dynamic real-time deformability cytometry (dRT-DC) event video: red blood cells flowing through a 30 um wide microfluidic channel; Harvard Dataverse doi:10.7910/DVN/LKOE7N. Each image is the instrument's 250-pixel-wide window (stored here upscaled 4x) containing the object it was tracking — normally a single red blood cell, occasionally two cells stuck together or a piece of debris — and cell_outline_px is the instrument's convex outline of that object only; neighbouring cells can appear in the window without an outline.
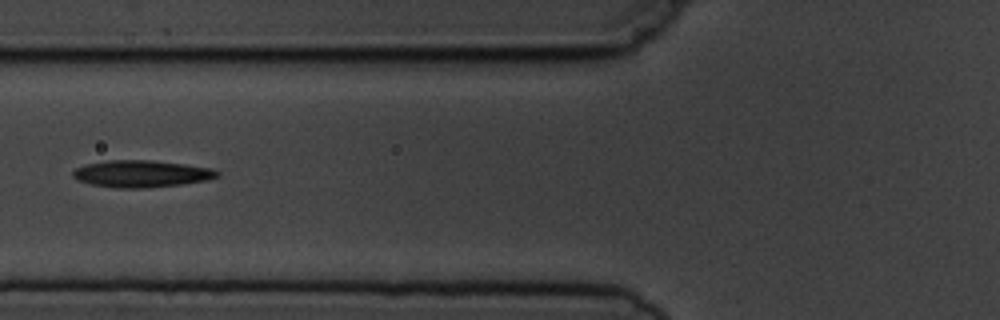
{"species": "common noctule bat (a hibernating species)", "species_latin": "Nyctalus noctula", "temperature_condition": "cold", "stored_images_in_passage": 9, "camera_frame_rate_fps": 3000, "um_per_image_px": 0.085, "animal": {"sex": "male", "body_mass_g": 19.5, "forearm_length_mm": 54.6}, "frame": {"image": 1, "passage_image": 6, "time_ms": 6.0, "image_size_px": [1000, 320], "cell_outline_px": [[220, 176], [208, 180], [180, 184], [140, 188], [116, 188], [92, 184], [80, 180], [72, 176], [72, 172], [76, 168], [84, 164], [108, 160], [152, 160], [184, 164], [212, 168], [220, 172]], "centroid_in_image_um": [12.04, 14.76], "position_along_channel_um": 113.8, "area_um2": 22.6}}
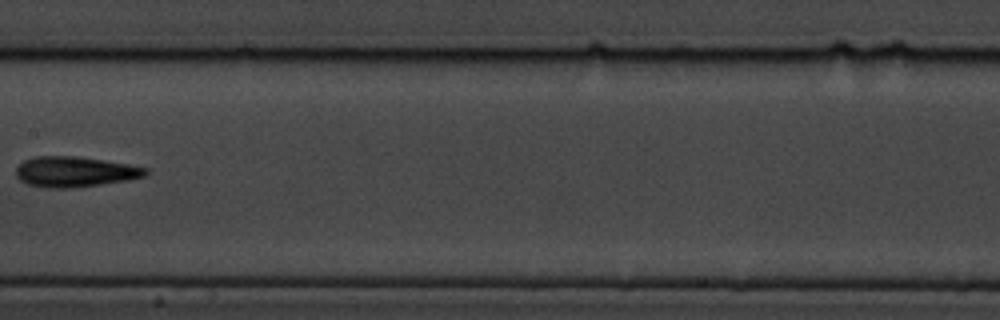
{"frame": {"image": 2, "passage_image": 8, "time_ms": 8.333, "image_size_px": [1000, 320], "cell_outline_px": [[148, 172], [144, 176], [128, 180], [72, 188], [48, 188], [28, 184], [20, 180], [16, 176], [16, 168], [24, 160], [36, 156], [76, 156], [104, 160], [128, 164], [148, 168]], "centroid_in_image_um": [6.35, 14.6], "position_along_channel_um": 201.0, "area_um2": 22.89}}
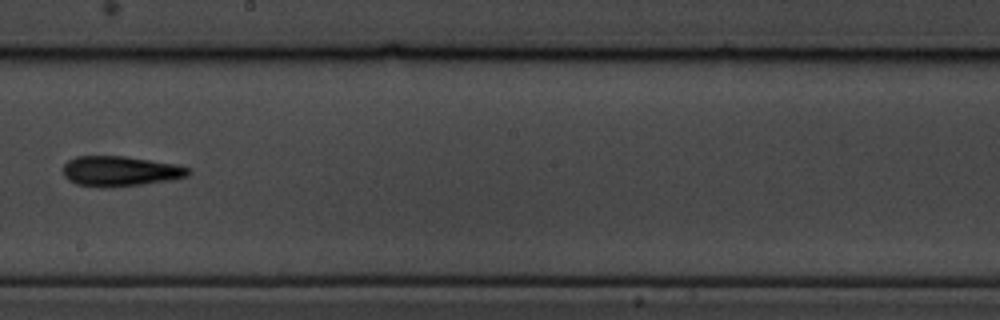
{"frame": {"image": 3, "passage_image": 9, "time_ms": 9.333, "image_size_px": [1000, 320], "cell_outline_px": [[192, 172], [188, 176], [168, 180], [140, 184], [108, 188], [100, 188], [76, 184], [68, 180], [64, 176], [64, 164], [68, 160], [76, 156], [124, 156], [176, 164], [192, 168]], "centroid_in_image_um": [10.21, 14.55], "position_along_channel_um": 238.0, "area_um2": 22.14}}